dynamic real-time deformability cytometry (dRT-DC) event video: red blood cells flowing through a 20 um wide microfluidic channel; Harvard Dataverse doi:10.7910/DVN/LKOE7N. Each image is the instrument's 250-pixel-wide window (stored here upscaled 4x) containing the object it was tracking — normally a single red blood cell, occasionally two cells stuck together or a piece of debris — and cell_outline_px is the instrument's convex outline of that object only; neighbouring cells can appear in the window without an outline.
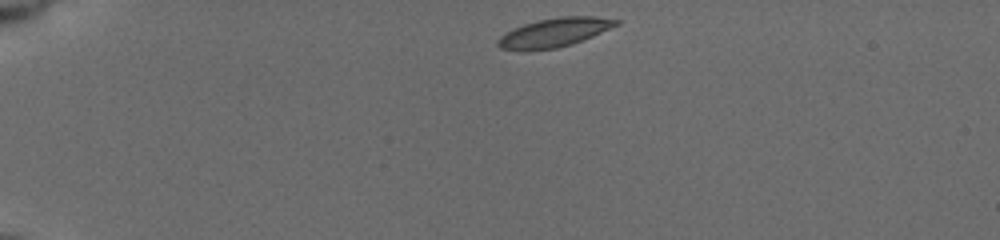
{"species": "common noctule bat (a hibernating species)", "species_latin": "Nyctalus noctula", "temperature_condition": "cold", "stored_images_in_passage": 44, "camera_frame_rate_fps": 3000, "um_per_image_px": 0.085, "animal": {"sex": "female", "body_mass_g": 19.5, "forearm_length_mm": 54.1}, "frame": {"image": 1, "passage_image": 1, "time_ms": 0.0, "image_size_px": [1000, 240], "cell_outline_px": [[620, 24], [592, 36], [572, 44], [556, 48], [524, 52], [500, 48], [496, 44], [496, 40], [500, 36], [524, 24], [540, 20], [560, 16], [596, 16], [620, 20]], "centroid_in_image_um": [47.1, 2.78], "position_along_channel_um": 37.9, "area_um2": 20.0}}
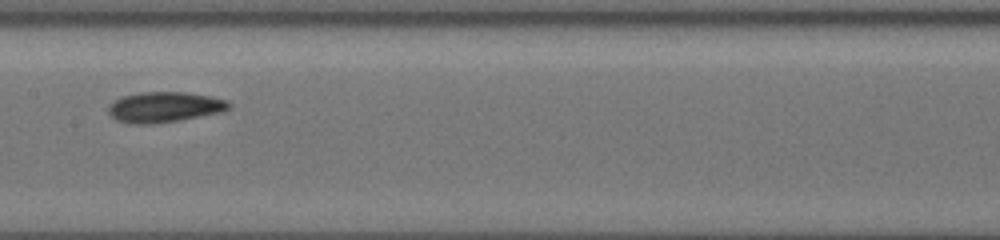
{"frame": {"image": 2, "passage_image": 19, "time_ms": 6.0, "image_size_px": [1000, 240], "cell_outline_px": [[232, 108], [224, 112], [152, 124], [128, 124], [116, 120], [108, 112], [108, 104], [124, 96], [140, 92], [184, 92], [212, 96], [228, 100], [232, 104]], "centroid_in_image_um": [14.02, 9.1], "position_along_channel_um": 193.4, "area_um2": 21.56}}
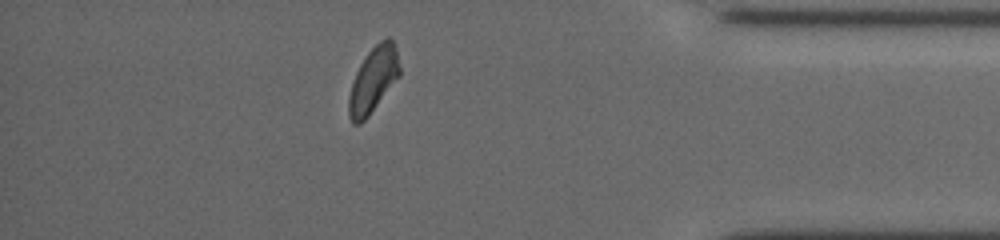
{"frame": {"image": 3, "passage_image": 38, "time_ms": 12.333, "image_size_px": [1000, 240], "cell_outline_px": [[400, 76], [368, 116], [360, 124], [352, 124], [348, 116], [348, 96], [356, 72], [360, 64], [368, 52], [380, 40], [388, 36], [392, 36], [396, 48], [400, 68]], "centroid_in_image_um": [31.73, 6.77], "position_along_channel_um": 403.5, "area_um2": 19.48}, "authors_computed_cell_mechanics": {"area_um2": 20.2011, "velocity_mm_per_s": 3.7173, "shape_relaxation_time_tau1_ms": 4.4647, "shape_relaxation_time_tau2_ms": 2.8917, "deformation_change_tau1": 0.1053, "deformation_change_tau2": 0.0657}}